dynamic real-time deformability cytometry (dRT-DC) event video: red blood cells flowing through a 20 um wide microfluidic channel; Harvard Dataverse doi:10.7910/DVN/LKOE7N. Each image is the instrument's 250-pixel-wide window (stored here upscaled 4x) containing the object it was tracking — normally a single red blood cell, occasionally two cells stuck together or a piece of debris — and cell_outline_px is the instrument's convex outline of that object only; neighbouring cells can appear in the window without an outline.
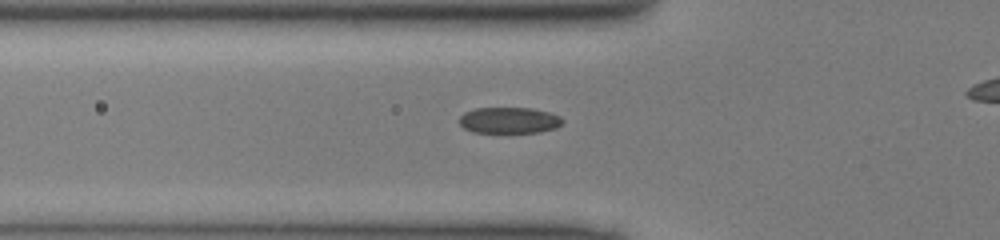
{"species": "common noctule bat (a hibernating species)", "species_latin": "Nyctalus noctula", "temperature_condition": "cold", "stored_images_in_passage": 30, "camera_frame_rate_fps": 3000, "um_per_image_px": 0.085, "animal": {"sex": "male", "body_mass_g": 13.0, "forearm_length_mm": 53.1}, "frame": {"image": 1, "passage_image": 4, "time_ms": 1.0, "image_size_px": [1000, 240], "cell_outline_px": [[564, 124], [556, 128], [540, 132], [472, 132], [464, 128], [460, 124], [460, 116], [464, 112], [476, 108], [532, 108], [548, 112], [560, 116], [564, 120]], "centroid_in_image_um": [43.31, 10.22], "position_along_channel_um": 82.5, "area_um2": 15.78}}
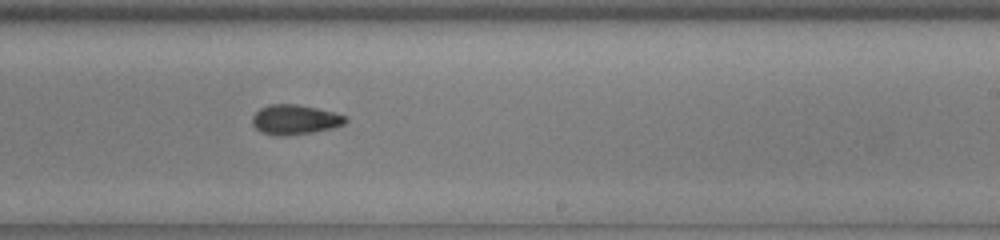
{"frame": {"image": 2, "passage_image": 17, "time_ms": 5.333, "image_size_px": [1000, 240], "cell_outline_px": [[348, 120], [344, 124], [332, 128], [312, 132], [284, 136], [260, 132], [252, 124], [252, 116], [260, 108], [268, 104], [296, 104], [336, 112], [348, 116]], "centroid_in_image_um": [25.08, 10.15], "position_along_channel_um": 263.9, "area_um2": 16.24}}
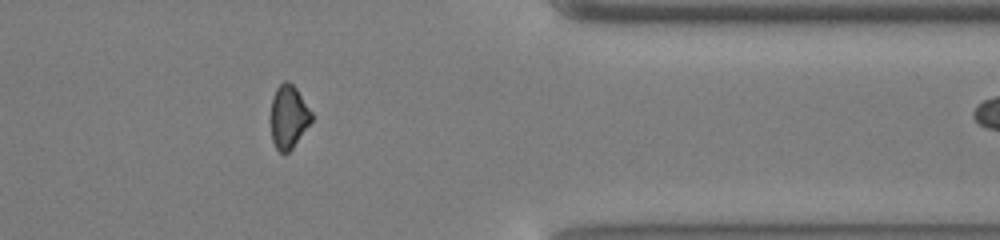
{"frame": {"image": 3, "passage_image": 27, "time_ms": 8.667, "image_size_px": [1000, 240], "cell_outline_px": [[312, 120], [292, 148], [288, 152], [280, 152], [276, 148], [272, 140], [272, 96], [276, 88], [284, 80], [288, 80], [296, 88], [312, 112]], "centroid_in_image_um": [24.53, 9.9], "position_along_channel_um": 386.9, "area_um2": 14.74}}